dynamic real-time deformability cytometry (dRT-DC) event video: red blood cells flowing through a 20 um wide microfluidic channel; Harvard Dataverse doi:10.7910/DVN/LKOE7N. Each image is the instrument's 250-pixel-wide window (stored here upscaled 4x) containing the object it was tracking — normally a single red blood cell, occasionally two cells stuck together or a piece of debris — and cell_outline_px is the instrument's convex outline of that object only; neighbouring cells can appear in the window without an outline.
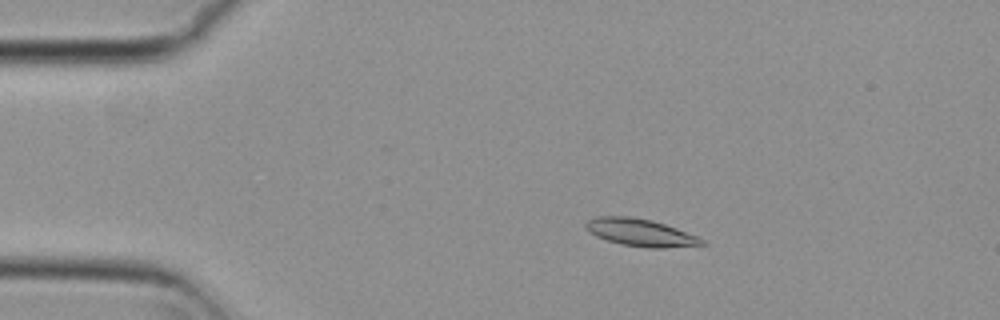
{"species": "common noctule bat (a hibernating species)", "species_latin": "Nyctalus noctula", "temperature_condition": "cold", "stored_images_in_passage": 53, "camera_frame_rate_fps": 3000, "um_per_image_px": 0.085, "animal": {"sex": "female", "body_mass_g": 29.2, "forearm_length_mm": 56.3}, "frame": {"image": 1, "passage_image": 9, "time_ms": 2.667, "image_size_px": [1000, 320], "cell_outline_px": [[704, 244], [664, 248], [648, 248], [620, 244], [596, 236], [588, 232], [584, 228], [584, 224], [588, 220], [596, 216], [628, 216], [652, 220], [676, 228], [696, 236], [704, 240]], "centroid_in_image_um": [54.37, 19.76], "position_along_channel_um": 30.6, "area_um2": 18.44}}
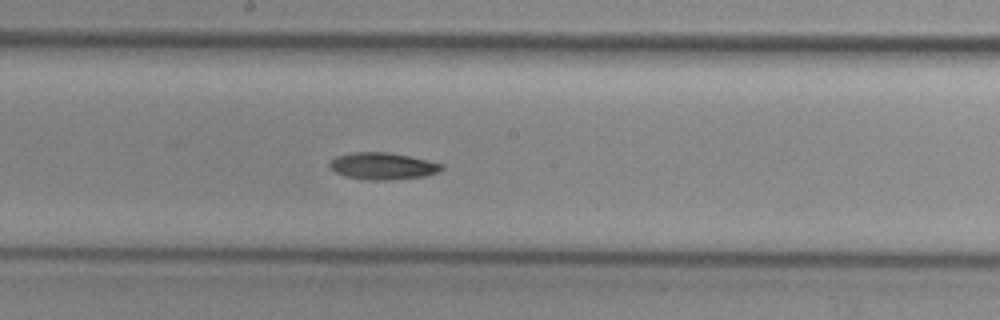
{"frame": {"image": 2, "passage_image": 28, "time_ms": 9.0, "image_size_px": [1000, 320], "cell_outline_px": [[444, 168], [440, 172], [424, 176], [388, 180], [368, 180], [344, 176], [328, 168], [328, 164], [336, 156], [352, 152], [388, 152], [428, 160], [444, 164]], "centroid_in_image_um": [32.53, 14.11], "position_along_channel_um": 215.7, "area_um2": 17.69}}
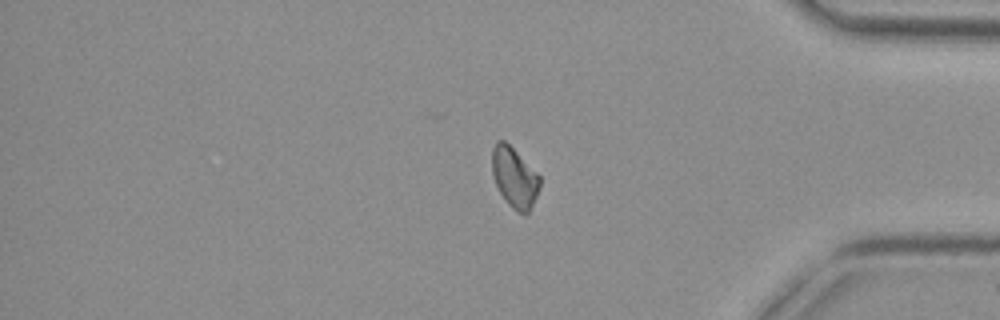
{"frame": {"image": 3, "passage_image": 44, "time_ms": 14.333, "image_size_px": [1000, 320], "cell_outline_px": [[540, 188], [528, 212], [516, 212], [504, 200], [496, 184], [492, 172], [492, 148], [496, 140], [504, 140], [540, 176]], "centroid_in_image_um": [43.71, 15.08], "position_along_channel_um": 391.5, "area_um2": 16.47}, "authors_computed_cell_mechanics": {"area_um2": 17.3978, "velocity_mm_per_s": 3.7711, "shape_relaxation_time_tau1_ms": 6.2569, "shape_relaxation_time_tau2_ms": null, "deformation_change_tau1": 0.134, "deformation_change_tau2": null}}